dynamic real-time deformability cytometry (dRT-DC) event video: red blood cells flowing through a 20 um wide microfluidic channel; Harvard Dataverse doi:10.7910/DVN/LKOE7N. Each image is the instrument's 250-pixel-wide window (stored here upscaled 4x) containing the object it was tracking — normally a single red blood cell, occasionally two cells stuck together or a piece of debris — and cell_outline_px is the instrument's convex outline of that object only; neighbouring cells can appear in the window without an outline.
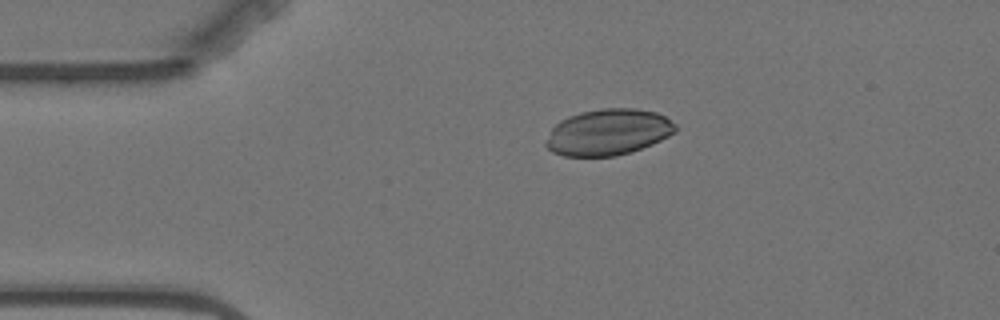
{"species": "Egyptian fruit bat (a non-hibernating species)", "species_latin": "Rousettus aegyptiacus", "temperature_condition": "warm", "stored_images_in_passage": 5, "camera_frame_rate_fps": 3000, "um_per_image_px": 0.085, "animal": {"sex": "female"}, "frame": {"image": 1, "passage_image": 4, "time_ms": 3.333, "image_size_px": [1000, 320], "cell_outline_px": [[676, 128], [668, 136], [652, 144], [616, 156], [564, 156], [552, 152], [544, 144], [552, 128], [560, 120], [568, 116], [580, 112], [600, 108], [636, 108], [656, 112], [664, 116], [676, 124]], "centroid_in_image_um": [51.66, 11.22], "position_along_channel_um": 33.3, "area_um2": 34.74}}